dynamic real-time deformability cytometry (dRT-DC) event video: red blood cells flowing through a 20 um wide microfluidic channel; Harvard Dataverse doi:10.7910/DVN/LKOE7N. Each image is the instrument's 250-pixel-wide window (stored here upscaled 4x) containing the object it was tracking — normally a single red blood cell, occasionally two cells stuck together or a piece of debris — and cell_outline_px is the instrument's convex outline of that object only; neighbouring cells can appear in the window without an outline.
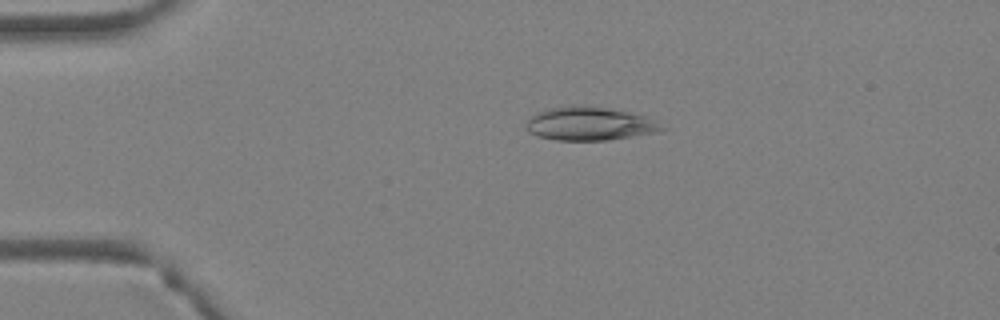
{"species": "Egyptian fruit bat (a non-hibernating species)", "species_latin": "Rousettus aegyptiacus", "temperature_condition": "warm", "stored_images_in_passage": 3, "camera_frame_rate_fps": 3000, "um_per_image_px": 0.085, "animal": {"sex": "female"}, "frame": {"image": 1, "passage_image": 2, "time_ms": 0.333, "image_size_px": [1000, 320], "cell_outline_px": [[668, 128], [656, 132], [608, 140], [556, 140], [536, 136], [528, 132], [524, 124], [532, 116], [540, 112], [552, 108], [604, 108], [628, 112], [644, 116]], "centroid_in_image_um": [50.11, 10.57], "position_along_channel_um": 34.9, "area_um2": 25.37}}